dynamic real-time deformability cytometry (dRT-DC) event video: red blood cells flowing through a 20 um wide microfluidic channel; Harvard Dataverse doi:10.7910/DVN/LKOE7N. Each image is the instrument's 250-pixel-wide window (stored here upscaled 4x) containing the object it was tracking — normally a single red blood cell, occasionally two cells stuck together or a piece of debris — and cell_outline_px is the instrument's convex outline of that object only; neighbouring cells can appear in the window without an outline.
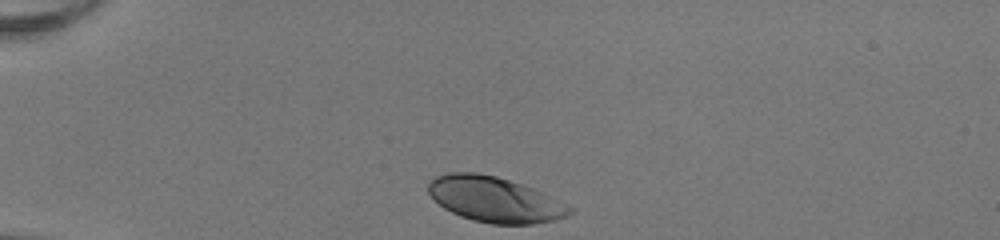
{"species": "human", "species_latin": "Homo sapiens", "temperature_condition": "room temperature", "stored_images_in_passage": 31, "camera_frame_rate_fps": 3000, "um_per_image_px": 0.085, "donor": {"sex": "female"}, "frame": {"image": 1, "passage_image": 1, "time_ms": 0.0, "image_size_px": [1000, 240], "cell_outline_px": [[576, 212], [568, 216], [552, 220], [532, 224], [492, 224], [472, 220], [460, 216], [444, 208], [428, 192], [428, 180], [436, 176], [452, 172], [476, 172], [496, 176], [532, 188], [568, 204], [576, 208]], "centroid_in_image_um": [42.08, 16.96], "position_along_channel_um": 42.9, "area_um2": 37.4}}
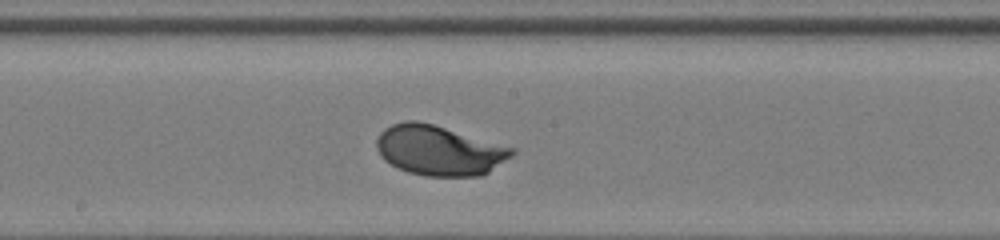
{"frame": {"image": 2, "passage_image": 17, "time_ms": 5.333, "image_size_px": [1000, 240], "cell_outline_px": [[516, 152], [512, 156], [488, 172], [480, 176], [424, 176], [408, 172], [396, 168], [384, 160], [380, 156], [376, 148], [376, 140], [380, 132], [384, 128], [392, 124], [404, 120], [416, 120], [432, 124], [516, 148]], "centroid_in_image_um": [37.3, 12.78], "position_along_channel_um": 210.9, "area_um2": 39.59}}
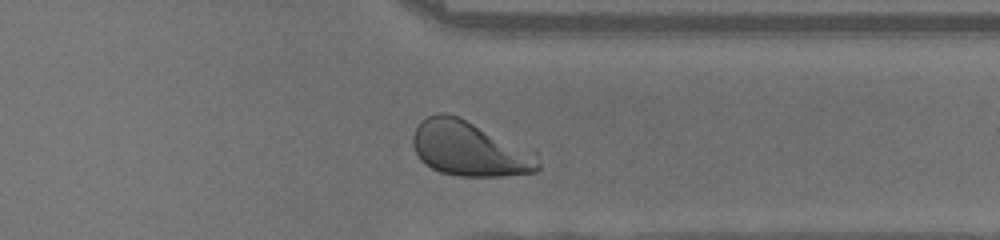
{"frame": {"image": 3, "passage_image": 29, "time_ms": 9.333, "image_size_px": [1000, 240], "cell_outline_px": [[540, 168], [536, 172], [500, 176], [460, 176], [440, 172], [424, 164], [420, 160], [412, 144], [412, 136], [416, 128], [428, 116], [440, 112], [448, 112], [460, 116], [536, 148], [540, 164]], "centroid_in_image_um": [40.02, 12.62], "position_along_channel_um": 371.4, "area_um2": 41.44}, "authors_computed_cell_mechanics": {"area_um2": 38.4948, "velocity_mm_per_s": 4.0125, "shape_relaxation_time_tau1_ms": 1.872, "shape_relaxation_time_tau2_ms": null, "deformation_change_tau1": 0.133, "deformation_change_tau2": null}}